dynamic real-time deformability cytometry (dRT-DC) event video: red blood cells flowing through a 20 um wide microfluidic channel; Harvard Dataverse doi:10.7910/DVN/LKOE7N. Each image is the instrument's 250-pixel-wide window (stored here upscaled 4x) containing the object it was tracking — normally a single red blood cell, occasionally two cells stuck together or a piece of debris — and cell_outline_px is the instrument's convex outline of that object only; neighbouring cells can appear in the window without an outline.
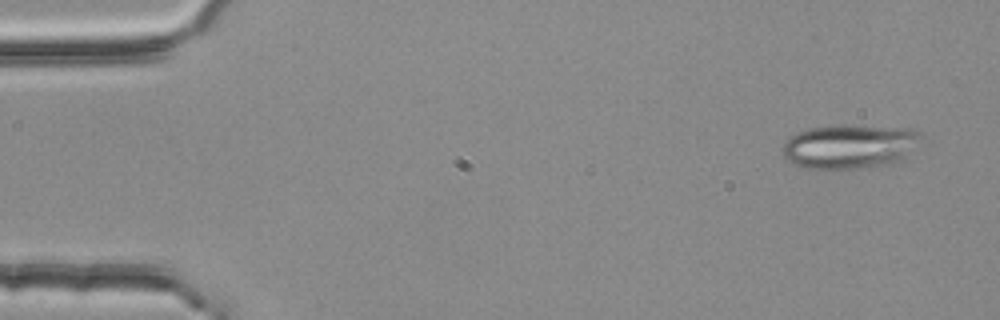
{"species": "common noctule bat (a hibernating species)", "species_latin": "Nyctalus noctula", "temperature_condition": "room temperature", "stored_images_in_passage": 3, "camera_frame_rate_fps": 3000, "um_per_image_px": 0.085, "animal": {"sex": "female", "body_mass_g": 25.1}, "frame": {"image": 1, "passage_image": 1, "time_ms": 0.0, "image_size_px": [1000, 320], "cell_outline_px": [[920, 136], [904, 156], [900, 160], [888, 164], [856, 168], [804, 168], [788, 160], [784, 156], [780, 148], [788, 136], [796, 132], [808, 128], [840, 124], [844, 124], [916, 128], [920, 132]], "centroid_in_image_um": [72.13, 12.4], "position_along_channel_um": 12.9, "area_um2": 35.66}}